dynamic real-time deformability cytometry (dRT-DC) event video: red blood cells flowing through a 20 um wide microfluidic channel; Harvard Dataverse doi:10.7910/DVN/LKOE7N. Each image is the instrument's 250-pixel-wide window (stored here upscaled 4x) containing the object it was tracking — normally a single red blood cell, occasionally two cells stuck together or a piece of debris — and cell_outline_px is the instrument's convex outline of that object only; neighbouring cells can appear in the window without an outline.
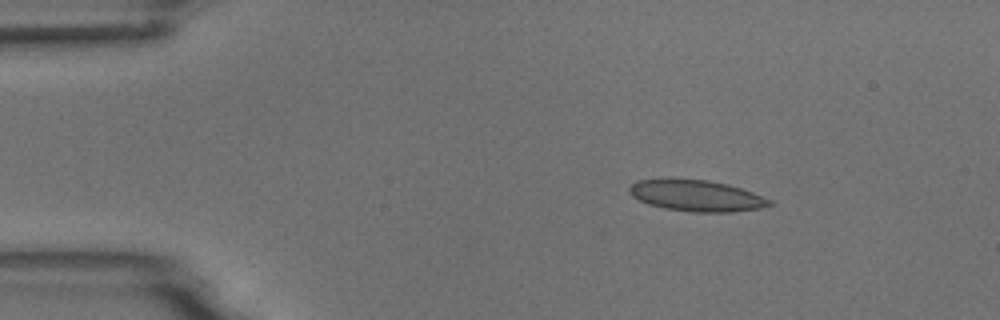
{"species": "common noctule bat (a hibernating species)", "species_latin": "Nyctalus noctula", "temperature_condition": "room temperature", "stored_images_in_passage": 3, "camera_frame_rate_fps": 3000, "um_per_image_px": 0.085, "animal": {"sex": "male", "body_mass_g": 18.8}, "frame": {"image": 1, "passage_image": 1, "time_ms": 0.0, "image_size_px": [1000, 320], "cell_outline_px": [[772, 204], [760, 208], [732, 212], [692, 212], [664, 208], [648, 204], [632, 196], [628, 192], [628, 188], [636, 180], [708, 180], [728, 184], [752, 192], [772, 200]], "centroid_in_image_um": [59.21, 16.65], "position_along_channel_um": 25.8, "area_um2": 25.14}}